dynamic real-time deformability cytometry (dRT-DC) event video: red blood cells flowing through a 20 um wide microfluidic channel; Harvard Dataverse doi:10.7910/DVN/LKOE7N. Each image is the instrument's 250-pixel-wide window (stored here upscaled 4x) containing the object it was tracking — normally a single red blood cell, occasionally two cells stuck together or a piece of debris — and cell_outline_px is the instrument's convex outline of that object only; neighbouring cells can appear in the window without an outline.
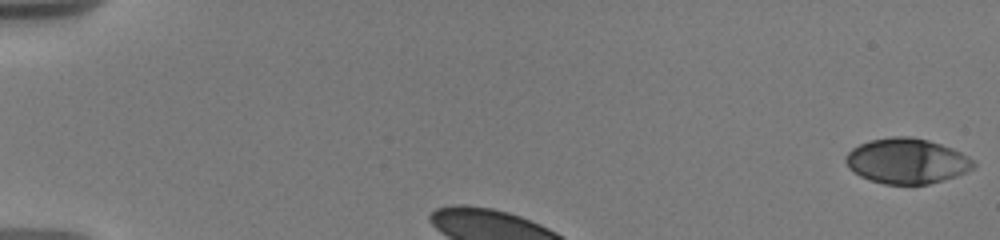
{"species": "human", "species_latin": "Homo sapiens", "temperature_condition": "warm", "stored_images_in_passage": 24, "camera_frame_rate_fps": 3000, "um_per_image_px": 0.085, "donor": {"sex": "male"}, "frame": {"image": 1, "passage_image": 1, "time_ms": 0.0, "image_size_px": [1000, 240], "cell_outline_px": [[976, 164], [972, 168], [956, 176], [928, 184], [884, 184], [868, 180], [852, 172], [848, 168], [844, 160], [844, 156], [852, 148], [868, 140], [892, 136], [912, 136], [928, 140], [952, 148], [976, 160]], "centroid_in_image_um": [77.04, 13.68], "position_along_channel_um": 8.0, "area_um2": 33.99}}
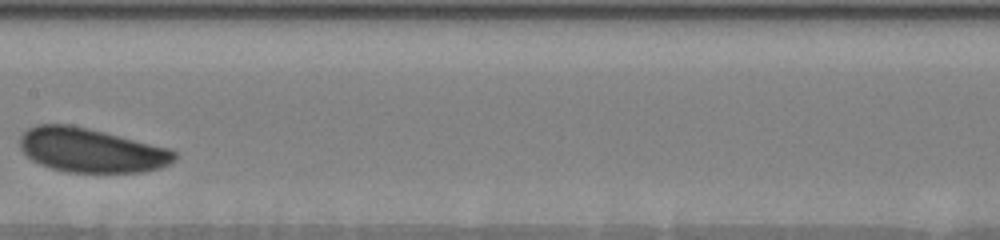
{"frame": {"image": 2, "passage_image": 11, "time_ms": 5.667, "image_size_px": [1000, 240], "cell_outline_px": [[176, 160], [160, 168], [144, 172], [68, 172], [52, 168], [40, 164], [32, 160], [20, 148], [20, 136], [28, 128], [36, 124], [72, 124], [168, 148], [176, 152]], "centroid_in_image_um": [7.73, 12.77], "position_along_channel_um": 199.7, "area_um2": 39.65}}
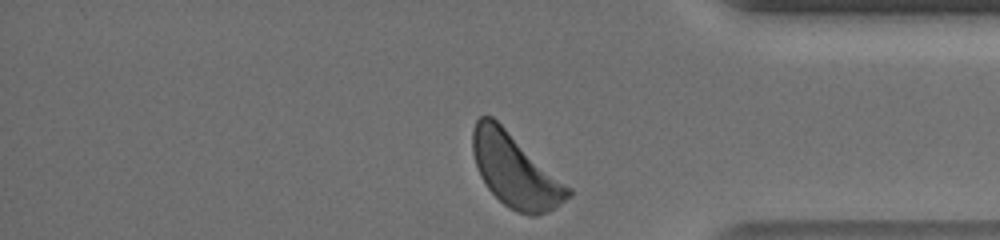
{"frame": {"image": 3, "passage_image": 23, "time_ms": 11.333, "image_size_px": [1000, 240], "cell_outline_px": [[572, 196], [548, 212], [536, 216], [528, 216], [516, 212], [508, 208], [488, 188], [480, 176], [472, 152], [472, 128], [476, 120], [480, 116], [492, 116], [572, 188]], "centroid_in_image_um": [43.8, 14.51], "position_along_channel_um": 391.4, "area_um2": 40.81}, "authors_computed_cell_mechanics": {"area_um2": 39.5352, "velocity_mm_per_s": 3.5688, "shape_relaxation_time_tau1_ms": 1.5253, "shape_relaxation_time_tau2_ms": null, "deformation_change_tau1": 0.0554, "deformation_change_tau2": null}}